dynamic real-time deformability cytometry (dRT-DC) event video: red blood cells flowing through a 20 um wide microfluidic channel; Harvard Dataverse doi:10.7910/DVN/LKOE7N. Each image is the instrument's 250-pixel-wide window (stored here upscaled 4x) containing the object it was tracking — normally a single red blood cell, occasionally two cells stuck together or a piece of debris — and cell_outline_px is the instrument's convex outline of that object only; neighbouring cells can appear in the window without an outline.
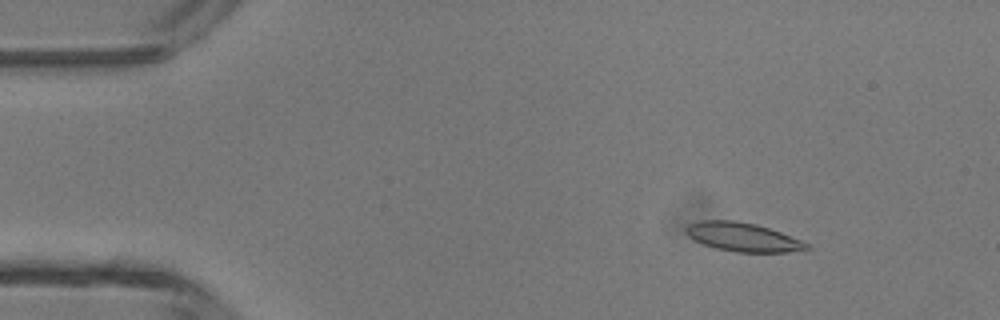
{"species": "common noctule bat (a hibernating species)", "species_latin": "Nyctalus noctula", "temperature_condition": "room temperature", "stored_images_in_passage": 43, "camera_frame_rate_fps": 3000, "um_per_image_px": 0.085, "animal": {"sex": "male", "body_mass_g": 13.3}, "frame": {"image": 1, "passage_image": 2, "time_ms": 0.333, "image_size_px": [1000, 320], "cell_outline_px": [[812, 248], [788, 252], [736, 252], [716, 248], [704, 244], [688, 236], [684, 232], [684, 228], [688, 224], [700, 220], [736, 220], [756, 224], [780, 232], [812, 244]], "centroid_in_image_um": [63.15, 20.14], "position_along_channel_um": 21.9, "area_um2": 20.35}}
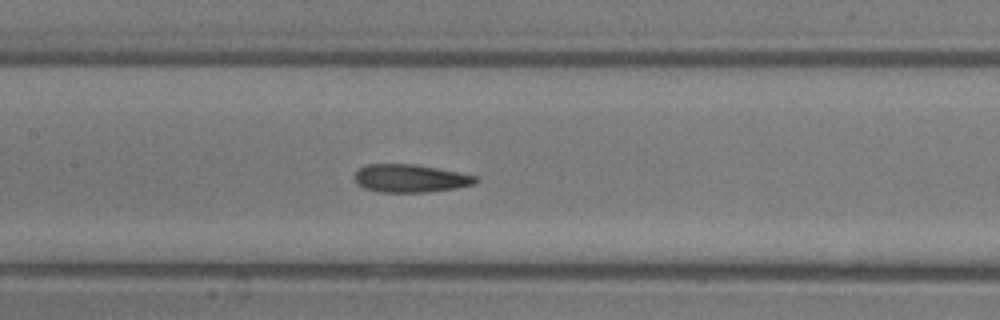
{"frame": {"image": 2, "passage_image": 18, "time_ms": 5.667, "image_size_px": [1000, 320], "cell_outline_px": [[480, 180], [476, 184], [456, 188], [428, 192], [380, 192], [364, 188], [356, 184], [352, 176], [360, 168], [368, 164], [416, 164], [476, 176]], "centroid_in_image_um": [34.86, 15.17], "position_along_channel_um": 172.5, "area_um2": 19.83}}
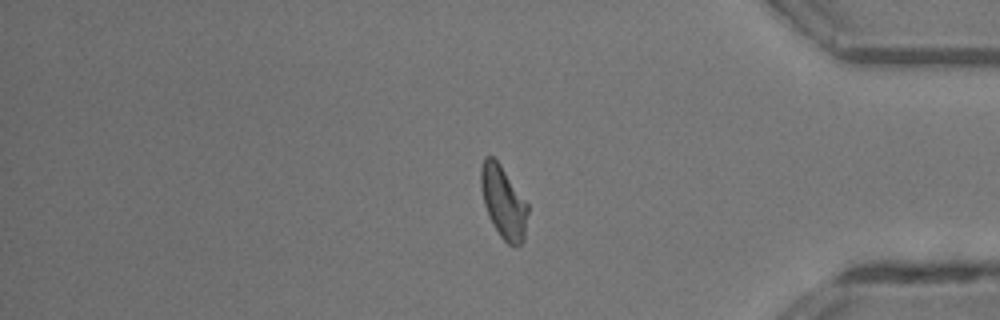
{"frame": {"image": 3, "passage_image": 35, "time_ms": 11.333, "image_size_px": [1000, 320], "cell_outline_px": [[528, 212], [524, 240], [520, 244], [512, 248], [500, 236], [492, 224], [488, 216], [484, 204], [480, 184], [480, 168], [484, 156], [492, 156], [500, 164], [528, 204]], "centroid_in_image_um": [42.78, 17.2], "position_along_channel_um": 392.4, "area_um2": 19.88}, "authors_computed_cell_mechanics": {"area_um2": 19.8832, "velocity_mm_per_s": 4.3573, "shape_relaxation_time_tau1_ms": 3.8605, "shape_relaxation_time_tau2_ms": 1.5572, "deformation_change_tau1": 0.146, "deformation_change_tau2": 0.09}}